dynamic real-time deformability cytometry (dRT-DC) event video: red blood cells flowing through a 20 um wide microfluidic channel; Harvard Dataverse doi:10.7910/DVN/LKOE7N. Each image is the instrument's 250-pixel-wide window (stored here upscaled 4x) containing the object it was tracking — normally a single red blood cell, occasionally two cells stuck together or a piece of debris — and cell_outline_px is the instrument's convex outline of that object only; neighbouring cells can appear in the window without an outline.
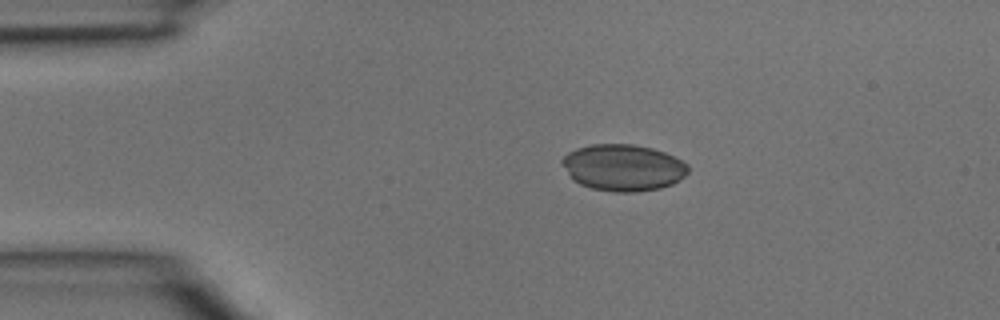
{"species": "common noctule bat (a hibernating species)", "species_latin": "Nyctalus noctula", "temperature_condition": "room temperature", "stored_images_in_passage": 2, "camera_frame_rate_fps": 3000, "um_per_image_px": 0.085, "animal": {"sex": "male", "body_mass_g": 15.6}, "frame": {"image": 1, "passage_image": 1, "time_ms": 0.0, "image_size_px": [1000, 320], "cell_outline_px": [[688, 172], [680, 180], [672, 184], [660, 188], [636, 192], [616, 192], [592, 188], [580, 184], [572, 180], [560, 160], [568, 152], [576, 148], [592, 144], [632, 144], [652, 148], [664, 152], [688, 164]], "centroid_in_image_um": [52.96, 14.24], "position_along_channel_um": 32.0, "area_um2": 34.16}}